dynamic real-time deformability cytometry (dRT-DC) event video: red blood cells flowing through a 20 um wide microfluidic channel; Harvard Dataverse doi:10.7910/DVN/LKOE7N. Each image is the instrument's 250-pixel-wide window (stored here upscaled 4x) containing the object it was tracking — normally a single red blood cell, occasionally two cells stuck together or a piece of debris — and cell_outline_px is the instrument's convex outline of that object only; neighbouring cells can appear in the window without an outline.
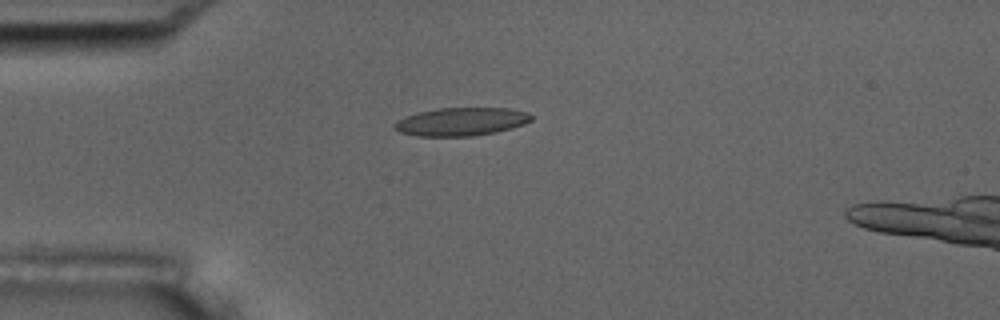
{"species": "common noctule bat (a hibernating species)", "species_latin": "Nyctalus noctula", "temperature_condition": "room temperature", "stored_images_in_passage": 42, "camera_frame_rate_fps": 3000, "um_per_image_px": 0.085, "animal": {"sex": "male", "body_mass_g": 17.5, "forearm_length_mm": 52.3}, "frame": {"image": 1, "passage_image": 1, "time_ms": 0.0, "image_size_px": [1000, 320], "cell_outline_px": [[532, 120], [524, 124], [512, 128], [496, 132], [472, 136], [416, 136], [400, 132], [392, 128], [392, 124], [396, 120], [404, 116], [436, 108], [508, 108], [528, 112], [532, 116]], "centroid_in_image_um": [39.17, 10.34], "position_along_channel_um": 45.8, "area_um2": 22.66}}
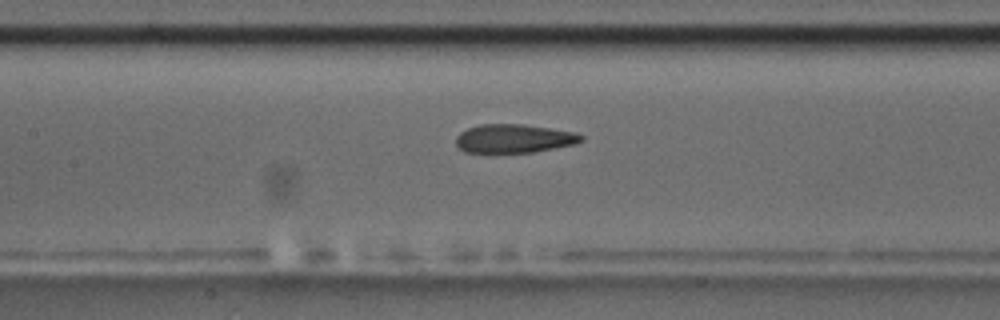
{"frame": {"image": 2, "passage_image": 12, "time_ms": 3.667, "image_size_px": [1000, 320], "cell_outline_px": [[584, 140], [576, 144], [536, 152], [464, 152], [456, 144], [456, 136], [460, 132], [468, 128], [480, 124], [520, 124], [576, 132], [584, 136]], "centroid_in_image_um": [43.72, 11.78], "position_along_channel_um": 163.7, "area_um2": 20.92}}
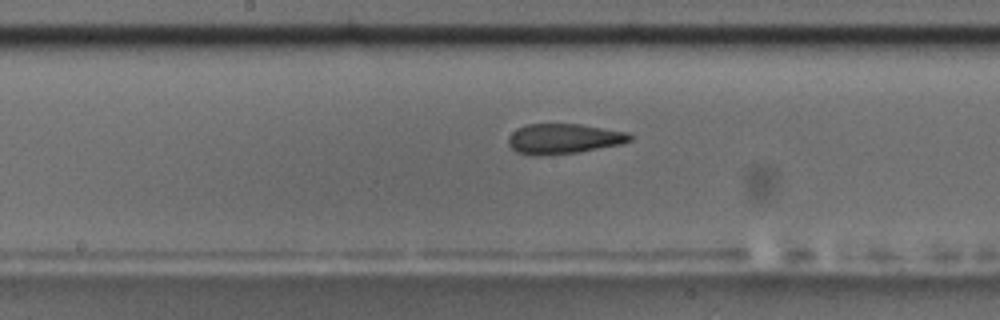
{"frame": {"image": 3, "passage_image": 15, "time_ms": 4.667, "image_size_px": [1000, 320], "cell_outline_px": [[632, 140], [620, 144], [580, 152], [540, 156], [536, 156], [516, 152], [508, 144], [508, 136], [516, 128], [528, 124], [580, 124], [628, 132], [632, 136]], "centroid_in_image_um": [47.89, 11.8], "position_along_channel_um": 200.3, "area_um2": 21.5}, "authors_computed_cell_mechanics": {"area_um2": 21.964, "velocity_mm_per_s": 3.6812, "shape_relaxation_time_tau1_ms": null, "shape_relaxation_time_tau2_ms": 2.5862, "deformation_change_tau1": null, "deformation_change_tau2": 0.1024}}